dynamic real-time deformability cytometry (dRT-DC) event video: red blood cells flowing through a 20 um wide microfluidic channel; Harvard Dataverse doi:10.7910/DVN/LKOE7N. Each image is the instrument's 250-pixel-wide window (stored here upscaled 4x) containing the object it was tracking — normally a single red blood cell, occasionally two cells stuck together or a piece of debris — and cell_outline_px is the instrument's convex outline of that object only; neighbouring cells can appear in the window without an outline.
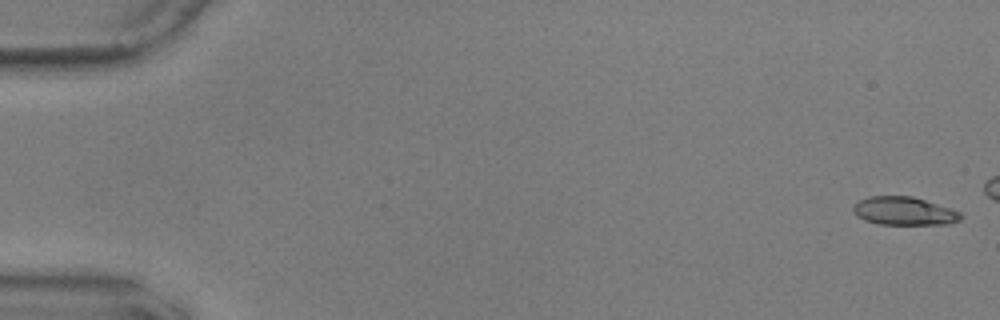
{"species": "common noctule bat (a hibernating species)", "species_latin": "Nyctalus noctula", "temperature_condition": "warm", "stored_images_in_passage": 11, "camera_frame_rate_fps": 3000, "um_per_image_px": 0.085, "animal": {"sex": "male", "body_mass_g": 17.9, "forearm_length_mm": 54.2}, "frame": {"image": 1, "passage_image": 2, "time_ms": 0.333, "image_size_px": [1000, 320], "cell_outline_px": [[964, 216], [960, 220], [948, 224], [876, 224], [864, 220], [856, 216], [852, 212], [852, 204], [868, 196], [912, 196], [960, 212]], "centroid_in_image_um": [76.78, 17.94], "position_along_channel_um": 8.2, "area_um2": 17.74}}